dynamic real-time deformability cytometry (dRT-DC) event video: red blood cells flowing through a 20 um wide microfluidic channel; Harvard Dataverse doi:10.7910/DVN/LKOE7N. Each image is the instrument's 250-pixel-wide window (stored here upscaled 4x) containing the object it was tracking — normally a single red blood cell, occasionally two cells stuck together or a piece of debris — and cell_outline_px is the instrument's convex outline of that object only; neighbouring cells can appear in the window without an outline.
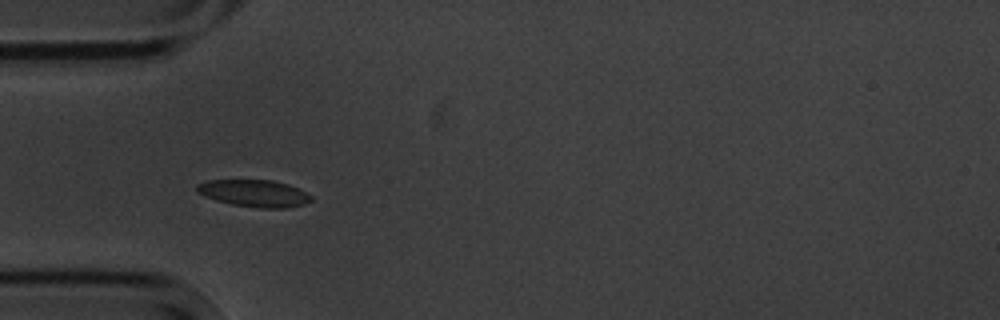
{"species": "common noctule bat (a hibernating species)", "species_latin": "Nyctalus noctula", "temperature_condition": "cold", "stored_images_in_passage": 6, "camera_frame_rate_fps": 3000, "um_per_image_px": 0.085, "animal": {"sex": "male", "body_mass_g": 20.1, "forearm_length_mm": 53.5}, "frame": {"image": 1, "passage_image": 5, "time_ms": 5.0, "image_size_px": [1000, 320], "cell_outline_px": [[312, 200], [304, 204], [288, 208], [260, 208], [232, 204], [216, 200], [204, 196], [196, 192], [196, 184], [208, 180], [272, 180], [288, 184], [312, 196]], "centroid_in_image_um": [21.58, 16.43], "position_along_channel_um": 63.4, "area_um2": 17.98}}
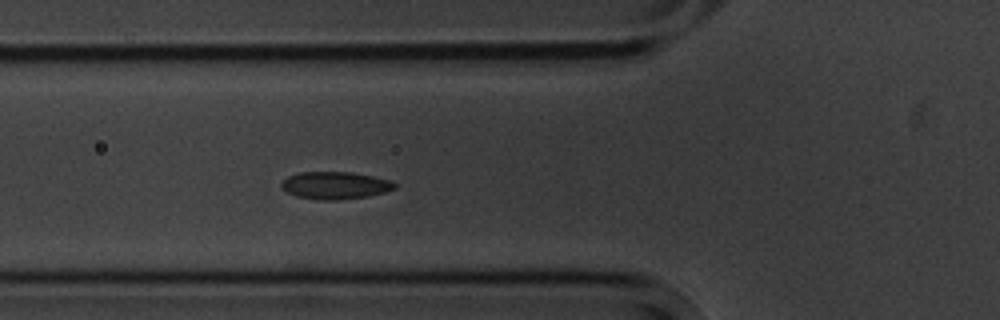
{"frame": {"image": 2, "passage_image": 6, "time_ms": 6.0, "image_size_px": [1000, 320], "cell_outline_px": [[396, 188], [384, 192], [368, 196], [336, 200], [320, 200], [296, 196], [280, 188], [280, 184], [288, 176], [300, 172], [352, 172], [372, 176], [388, 180], [396, 184]], "centroid_in_image_um": [28.46, 15.76], "position_along_channel_um": 97.3, "area_um2": 17.98}}